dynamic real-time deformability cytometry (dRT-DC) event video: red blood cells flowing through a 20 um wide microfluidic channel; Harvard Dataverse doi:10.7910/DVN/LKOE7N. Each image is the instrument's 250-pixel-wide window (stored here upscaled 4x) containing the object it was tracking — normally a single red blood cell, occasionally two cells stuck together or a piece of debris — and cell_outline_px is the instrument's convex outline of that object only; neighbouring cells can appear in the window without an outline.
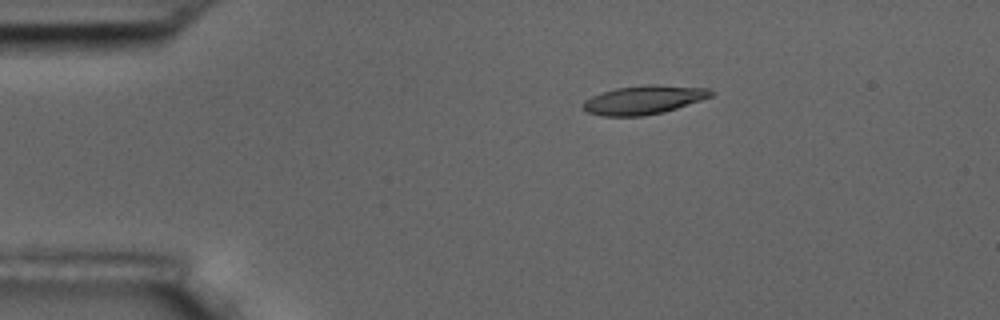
{"species": "common noctule bat (a hibernating species)", "species_latin": "Nyctalus noctula", "temperature_condition": "room temperature", "stored_images_in_passage": 3, "camera_frame_rate_fps": 3000, "um_per_image_px": 0.085, "animal": {"sex": "male", "body_mass_g": 17.5, "forearm_length_mm": 52.3}, "frame": {"image": 1, "passage_image": 1, "time_ms": 0.0, "image_size_px": [1000, 320], "cell_outline_px": [[716, 92], [712, 96], [664, 112], [644, 116], [604, 116], [588, 112], [580, 108], [584, 100], [592, 96], [616, 88], [648, 84], [656, 84], [708, 88]], "centroid_in_image_um": [54.71, 8.48], "position_along_channel_um": 30.3, "area_um2": 21.44}}
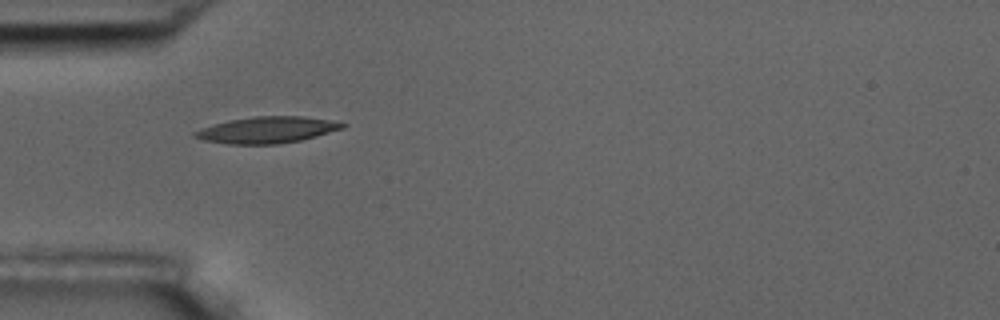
{"frame": {"image": 2, "passage_image": 3, "time_ms": 2.333, "image_size_px": [1000, 320], "cell_outline_px": [[348, 124], [344, 128], [316, 136], [300, 140], [276, 144], [228, 144], [204, 140], [192, 136], [192, 132], [200, 128], [228, 120], [252, 116], [300, 116], [332, 120]], "centroid_in_image_um": [22.68, 11.03], "position_along_channel_um": 62.3, "area_um2": 22.77}}